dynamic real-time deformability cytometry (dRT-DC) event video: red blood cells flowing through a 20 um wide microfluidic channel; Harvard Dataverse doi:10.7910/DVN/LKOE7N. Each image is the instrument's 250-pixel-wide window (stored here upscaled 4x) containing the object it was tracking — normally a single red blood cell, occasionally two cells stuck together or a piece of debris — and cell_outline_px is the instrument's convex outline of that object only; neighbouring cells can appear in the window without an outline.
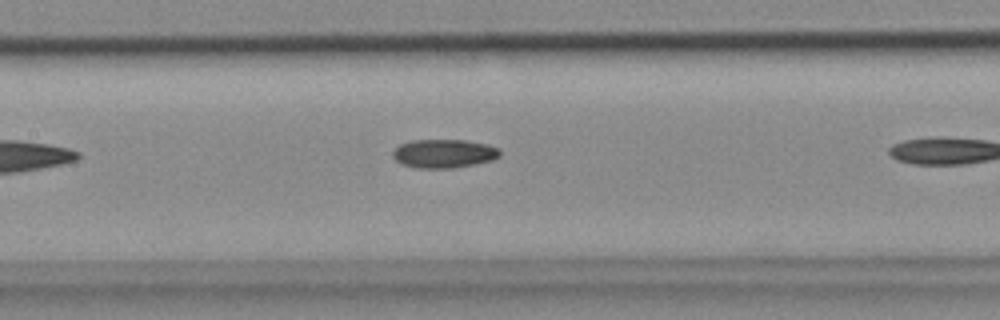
{"species": "common noctule bat (a hibernating species)", "species_latin": "Nyctalus noctula", "temperature_condition": "cold", "stored_images_in_passage": 7, "camera_frame_rate_fps": 3000, "um_per_image_px": 0.085, "animal": {"sex": "female", "body_mass_g": 18.4}, "frame": {"image": 1, "passage_image": 6, "time_ms": 1.667, "image_size_px": [1000, 320], "cell_outline_px": [[500, 156], [492, 160], [452, 168], [416, 168], [400, 164], [392, 156], [392, 152], [400, 144], [412, 140], [464, 140], [488, 144], [500, 148]], "centroid_in_image_um": [37.72, 13.05], "position_along_channel_um": 169.7, "area_um2": 17.92}}